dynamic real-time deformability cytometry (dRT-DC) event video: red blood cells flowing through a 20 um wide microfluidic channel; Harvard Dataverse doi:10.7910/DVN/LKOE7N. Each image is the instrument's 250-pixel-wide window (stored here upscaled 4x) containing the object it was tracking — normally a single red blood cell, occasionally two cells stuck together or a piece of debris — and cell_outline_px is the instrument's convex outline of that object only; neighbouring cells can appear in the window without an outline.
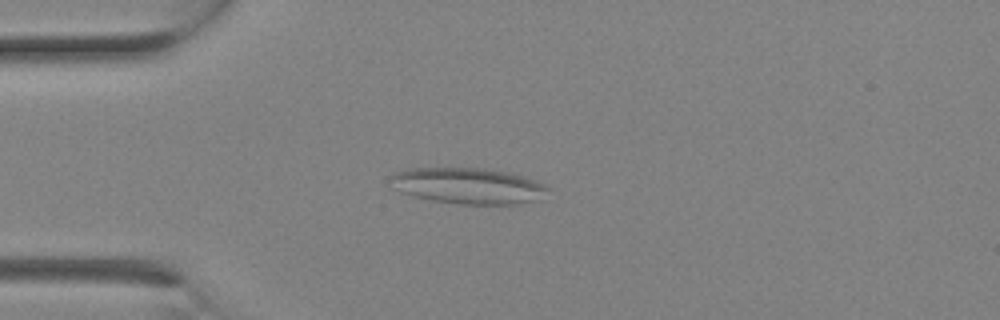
{"species": "Egyptian fruit bat (a non-hibernating species)", "species_latin": "Rousettus aegyptiacus", "temperature_condition": "room temperature", "stored_images_in_passage": 1, "camera_frame_rate_fps": 3000, "um_per_image_px": 0.085, "animal": {"sex": "female"}, "frame": {"image": 1, "passage_image": 1, "time_ms": 0.0, "image_size_px": [1000, 320], "cell_outline_px": [[548, 188], [544, 200], [516, 204], [460, 204], [432, 200], [400, 192], [388, 188], [388, 176], [392, 172], [408, 168], [484, 168], [508, 172], [524, 176], [544, 184]], "centroid_in_image_um": [39.73, 15.79], "position_along_channel_um": 45.3, "area_um2": 33.76}}